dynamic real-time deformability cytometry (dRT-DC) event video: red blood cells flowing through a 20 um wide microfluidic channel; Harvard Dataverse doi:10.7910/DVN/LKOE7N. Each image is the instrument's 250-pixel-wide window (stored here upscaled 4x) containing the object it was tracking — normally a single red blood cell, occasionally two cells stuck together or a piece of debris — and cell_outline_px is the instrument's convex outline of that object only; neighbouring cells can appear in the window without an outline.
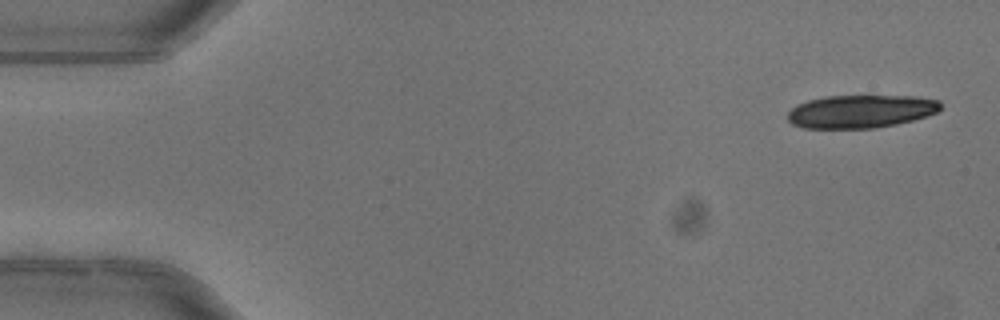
{"species": "common noctule bat (a hibernating species)", "species_latin": "Nyctalus noctula", "temperature_condition": "warm", "stored_images_in_passage": 6, "camera_frame_rate_fps": 3000, "um_per_image_px": 0.085, "animal": {"sex": "female"}, "frame": {"image": 1, "passage_image": 1, "time_ms": 0.0, "image_size_px": [1000, 320], "cell_outline_px": [[940, 108], [936, 112], [912, 120], [896, 124], [876, 128], [804, 128], [792, 124], [788, 120], [788, 112], [796, 104], [808, 100], [824, 96], [916, 96], [940, 100]], "centroid_in_image_um": [73.13, 9.46], "position_along_channel_um": 11.9, "area_um2": 29.42}}
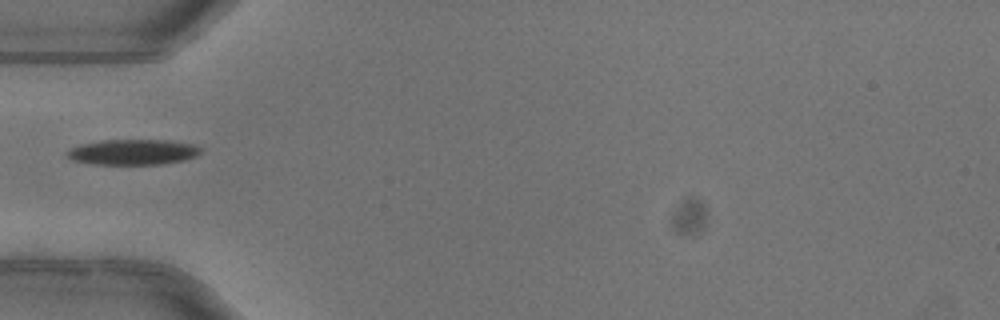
{"frame": {"image": 2, "passage_image": 5, "time_ms": 1.333, "image_size_px": [1000, 320], "cell_outline_px": [[200, 152], [196, 156], [184, 160], [160, 164], [92, 164], [72, 160], [64, 152], [68, 148], [80, 144], [100, 140], [168, 140], [196, 144], [200, 148]], "centroid_in_image_um": [11.26, 12.91], "position_along_channel_um": 73.7, "area_um2": 20.0}}